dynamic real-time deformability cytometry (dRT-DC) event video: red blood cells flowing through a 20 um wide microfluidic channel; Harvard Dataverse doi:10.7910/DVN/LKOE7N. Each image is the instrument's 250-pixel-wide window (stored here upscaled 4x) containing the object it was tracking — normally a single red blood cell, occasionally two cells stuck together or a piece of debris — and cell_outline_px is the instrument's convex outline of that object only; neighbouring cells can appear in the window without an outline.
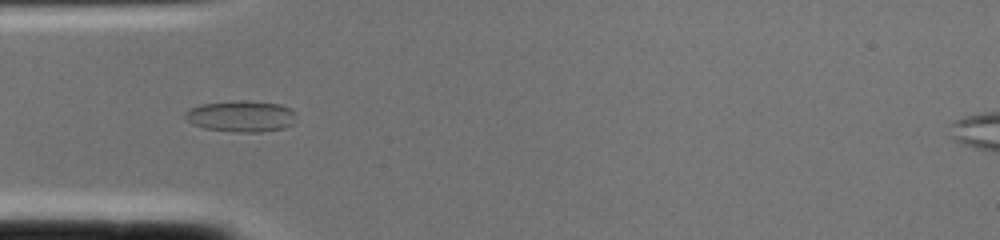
{"species": "common noctule bat (a hibernating species)", "species_latin": "Nyctalus noctula", "temperature_condition": "cold", "stored_images_in_passage": 2, "camera_frame_rate_fps": 3000, "um_per_image_px": 0.085, "animal": {"sex": "female", "body_mass_g": 22.0, "forearm_length_mm": 56.7}, "frame": {"image": 1, "passage_image": 2, "time_ms": 0.333, "image_size_px": [1000, 240], "cell_outline_px": [[296, 112], [292, 124], [284, 128], [260, 132], [232, 132], [204, 128], [192, 124], [184, 116], [184, 112], [188, 108], [200, 104], [240, 100], [244, 100], [280, 104]], "centroid_in_image_um": [20.46, 9.88], "position_along_channel_um": 64.5, "area_um2": 20.35}}